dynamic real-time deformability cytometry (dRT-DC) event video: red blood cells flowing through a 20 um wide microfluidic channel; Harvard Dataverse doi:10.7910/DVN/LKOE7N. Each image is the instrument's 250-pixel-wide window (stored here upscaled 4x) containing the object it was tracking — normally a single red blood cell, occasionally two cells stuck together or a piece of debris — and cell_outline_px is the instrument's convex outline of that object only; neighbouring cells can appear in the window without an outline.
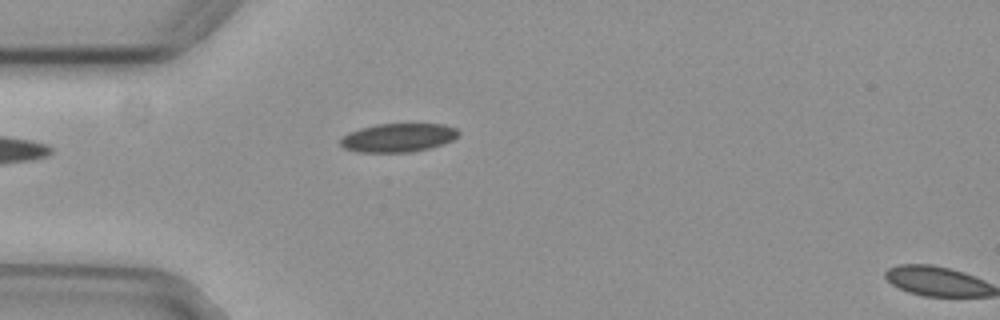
{"species": "common noctule bat (a hibernating species)", "species_latin": "Nyctalus noctula", "temperature_condition": "cold", "stored_images_in_passage": 2, "camera_frame_rate_fps": 3000, "um_per_image_px": 0.085, "animal": {"sex": "female", "body_mass_g": 29.2, "forearm_length_mm": 56.3}, "frame": {"image": 1, "passage_image": 1, "time_ms": 0.0, "image_size_px": [1000, 320], "cell_outline_px": [[460, 132], [452, 140], [444, 144], [412, 152], [360, 152], [344, 148], [340, 144], [340, 140], [348, 132], [360, 128], [376, 124], [444, 124], [456, 128]], "centroid_in_image_um": [33.84, 11.7], "position_along_channel_um": 51.2, "area_um2": 19.65}}